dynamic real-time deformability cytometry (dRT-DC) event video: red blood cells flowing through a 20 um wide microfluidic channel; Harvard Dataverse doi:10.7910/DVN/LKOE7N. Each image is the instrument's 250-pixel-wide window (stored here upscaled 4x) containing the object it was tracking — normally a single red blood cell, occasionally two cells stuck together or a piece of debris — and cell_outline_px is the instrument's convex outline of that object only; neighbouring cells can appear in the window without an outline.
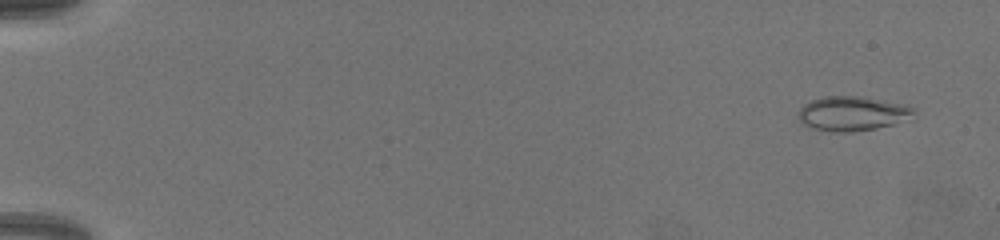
{"species": "common noctule bat (a hibernating species)", "species_latin": "Nyctalus noctula", "temperature_condition": "warm", "stored_images_in_passage": 68, "camera_frame_rate_fps": 3000, "um_per_image_px": 0.085, "animal": {"sex": "female", "body_mass_g": 19.5, "forearm_length_mm": 54.1}, "frame": {"image": 1, "passage_image": 5, "time_ms": 1.333, "image_size_px": [1000, 240], "cell_outline_px": [[916, 108], [912, 120], [876, 128], [848, 132], [832, 132], [812, 128], [804, 124], [800, 120], [800, 108], [804, 104], [812, 100], [824, 96], [856, 96], [904, 104]], "centroid_in_image_um": [72.51, 9.66], "position_along_channel_um": 12.5, "area_um2": 23.18}}
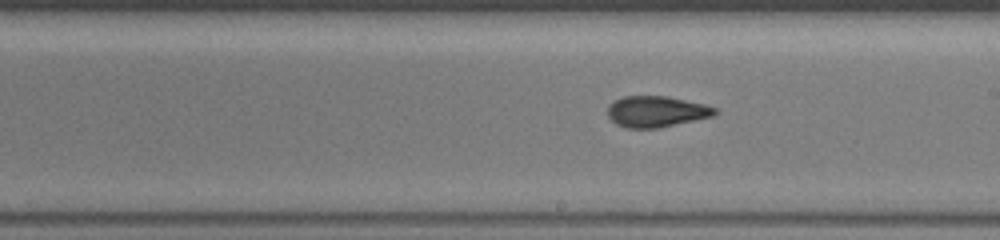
{"frame": {"image": 2, "passage_image": 42, "time_ms": 13.667, "image_size_px": [1000, 240], "cell_outline_px": [[720, 112], [712, 116], [660, 128], [624, 128], [616, 124], [608, 116], [608, 104], [624, 96], [668, 96], [704, 104], [716, 108]], "centroid_in_image_um": [55.79, 9.48], "position_along_channel_um": 233.2, "area_um2": 19.48}}
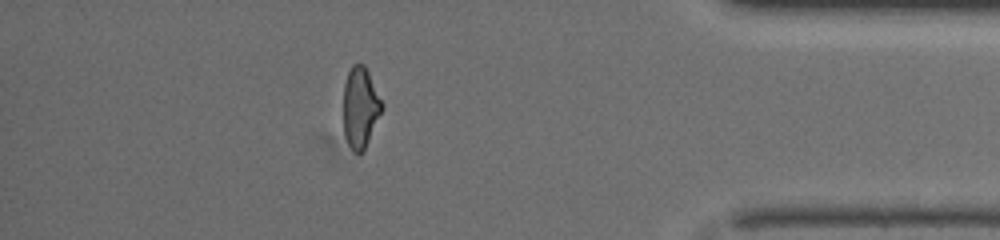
{"frame": {"image": 3, "passage_image": 61, "time_ms": 20.0, "image_size_px": [1000, 240], "cell_outline_px": [[384, 108], [364, 152], [356, 152], [348, 144], [344, 136], [344, 84], [348, 72], [352, 64], [364, 64], [384, 104]], "centroid_in_image_um": [30.65, 9.14], "position_along_channel_um": 404.6, "area_um2": 18.26}}